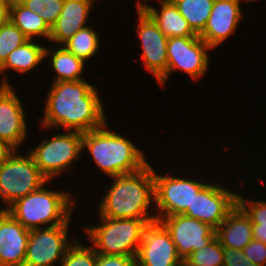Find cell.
Wrapping results in <instances>:
<instances>
[{
    "label": "cell",
    "instance_id": "6da1fadb",
    "mask_svg": "<svg viewBox=\"0 0 266 266\" xmlns=\"http://www.w3.org/2000/svg\"><path fill=\"white\" fill-rule=\"evenodd\" d=\"M98 90L86 80L58 81L48 91L42 127L85 133L106 123Z\"/></svg>",
    "mask_w": 266,
    "mask_h": 266
},
{
    "label": "cell",
    "instance_id": "7a4b0ae2",
    "mask_svg": "<svg viewBox=\"0 0 266 266\" xmlns=\"http://www.w3.org/2000/svg\"><path fill=\"white\" fill-rule=\"evenodd\" d=\"M112 179H115L113 184L99 203L100 216L110 219H157L156 214H149L150 205L155 202L154 169L150 164L138 172Z\"/></svg>",
    "mask_w": 266,
    "mask_h": 266
},
{
    "label": "cell",
    "instance_id": "3957f363",
    "mask_svg": "<svg viewBox=\"0 0 266 266\" xmlns=\"http://www.w3.org/2000/svg\"><path fill=\"white\" fill-rule=\"evenodd\" d=\"M107 127L106 122L100 128L82 133V150L88 149L102 172L115 177L138 172L149 164L134 143Z\"/></svg>",
    "mask_w": 266,
    "mask_h": 266
},
{
    "label": "cell",
    "instance_id": "277c9868",
    "mask_svg": "<svg viewBox=\"0 0 266 266\" xmlns=\"http://www.w3.org/2000/svg\"><path fill=\"white\" fill-rule=\"evenodd\" d=\"M47 182L25 197L17 199L6 210L25 228L37 229L65 224L72 216L75 198L68 191L45 189Z\"/></svg>",
    "mask_w": 266,
    "mask_h": 266
},
{
    "label": "cell",
    "instance_id": "5b68a950",
    "mask_svg": "<svg viewBox=\"0 0 266 266\" xmlns=\"http://www.w3.org/2000/svg\"><path fill=\"white\" fill-rule=\"evenodd\" d=\"M96 226H86L85 233L97 254L136 257L143 230L157 219H110L100 216Z\"/></svg>",
    "mask_w": 266,
    "mask_h": 266
},
{
    "label": "cell",
    "instance_id": "8992f818",
    "mask_svg": "<svg viewBox=\"0 0 266 266\" xmlns=\"http://www.w3.org/2000/svg\"><path fill=\"white\" fill-rule=\"evenodd\" d=\"M17 152L0 166V199L7 205L4 210L48 182L30 153L22 156Z\"/></svg>",
    "mask_w": 266,
    "mask_h": 266
},
{
    "label": "cell",
    "instance_id": "52a82bcc",
    "mask_svg": "<svg viewBox=\"0 0 266 266\" xmlns=\"http://www.w3.org/2000/svg\"><path fill=\"white\" fill-rule=\"evenodd\" d=\"M82 150V133L68 131L45 138L29 153L40 169L42 175L50 180L67 171L78 160Z\"/></svg>",
    "mask_w": 266,
    "mask_h": 266
},
{
    "label": "cell",
    "instance_id": "ba28073f",
    "mask_svg": "<svg viewBox=\"0 0 266 266\" xmlns=\"http://www.w3.org/2000/svg\"><path fill=\"white\" fill-rule=\"evenodd\" d=\"M207 183L170 175H158L154 170V196L157 215L167 217L184 214L194 196Z\"/></svg>",
    "mask_w": 266,
    "mask_h": 266
},
{
    "label": "cell",
    "instance_id": "9c48e42d",
    "mask_svg": "<svg viewBox=\"0 0 266 266\" xmlns=\"http://www.w3.org/2000/svg\"><path fill=\"white\" fill-rule=\"evenodd\" d=\"M212 49L199 36L170 37L167 42V73L158 81L163 86L171 71L180 69L192 79L201 78L209 68L208 50Z\"/></svg>",
    "mask_w": 266,
    "mask_h": 266
},
{
    "label": "cell",
    "instance_id": "30bf717a",
    "mask_svg": "<svg viewBox=\"0 0 266 266\" xmlns=\"http://www.w3.org/2000/svg\"><path fill=\"white\" fill-rule=\"evenodd\" d=\"M70 221L62 225L31 229L23 266H53L59 259L62 261L73 244L67 239Z\"/></svg>",
    "mask_w": 266,
    "mask_h": 266
},
{
    "label": "cell",
    "instance_id": "8fae6325",
    "mask_svg": "<svg viewBox=\"0 0 266 266\" xmlns=\"http://www.w3.org/2000/svg\"><path fill=\"white\" fill-rule=\"evenodd\" d=\"M207 183L195 196L184 215L216 229L237 204V193L219 184Z\"/></svg>",
    "mask_w": 266,
    "mask_h": 266
},
{
    "label": "cell",
    "instance_id": "7c38bea8",
    "mask_svg": "<svg viewBox=\"0 0 266 266\" xmlns=\"http://www.w3.org/2000/svg\"><path fill=\"white\" fill-rule=\"evenodd\" d=\"M157 220L169 231L177 254L182 260L216 237V230L209 224L184 214L157 217Z\"/></svg>",
    "mask_w": 266,
    "mask_h": 266
},
{
    "label": "cell",
    "instance_id": "4fadbf2b",
    "mask_svg": "<svg viewBox=\"0 0 266 266\" xmlns=\"http://www.w3.org/2000/svg\"><path fill=\"white\" fill-rule=\"evenodd\" d=\"M135 259L136 266H180L182 262L169 231L158 220L143 230Z\"/></svg>",
    "mask_w": 266,
    "mask_h": 266
},
{
    "label": "cell",
    "instance_id": "5bb4252c",
    "mask_svg": "<svg viewBox=\"0 0 266 266\" xmlns=\"http://www.w3.org/2000/svg\"><path fill=\"white\" fill-rule=\"evenodd\" d=\"M137 35L141 41L142 64L159 81L168 67V38L145 11H137Z\"/></svg>",
    "mask_w": 266,
    "mask_h": 266
},
{
    "label": "cell",
    "instance_id": "9a60e30c",
    "mask_svg": "<svg viewBox=\"0 0 266 266\" xmlns=\"http://www.w3.org/2000/svg\"><path fill=\"white\" fill-rule=\"evenodd\" d=\"M243 0H215L210 17L199 37L212 49L217 48L228 37L236 32L242 11L240 3Z\"/></svg>",
    "mask_w": 266,
    "mask_h": 266
},
{
    "label": "cell",
    "instance_id": "2e32d148",
    "mask_svg": "<svg viewBox=\"0 0 266 266\" xmlns=\"http://www.w3.org/2000/svg\"><path fill=\"white\" fill-rule=\"evenodd\" d=\"M21 100L13 90V85H0V139L16 149L25 142L27 124Z\"/></svg>",
    "mask_w": 266,
    "mask_h": 266
},
{
    "label": "cell",
    "instance_id": "e0dca14e",
    "mask_svg": "<svg viewBox=\"0 0 266 266\" xmlns=\"http://www.w3.org/2000/svg\"><path fill=\"white\" fill-rule=\"evenodd\" d=\"M30 230L0 209V266H23Z\"/></svg>",
    "mask_w": 266,
    "mask_h": 266
},
{
    "label": "cell",
    "instance_id": "ac0fdd59",
    "mask_svg": "<svg viewBox=\"0 0 266 266\" xmlns=\"http://www.w3.org/2000/svg\"><path fill=\"white\" fill-rule=\"evenodd\" d=\"M93 0H65L62 11L51 28L49 41L63 44L80 29L86 27Z\"/></svg>",
    "mask_w": 266,
    "mask_h": 266
},
{
    "label": "cell",
    "instance_id": "d6986e66",
    "mask_svg": "<svg viewBox=\"0 0 266 266\" xmlns=\"http://www.w3.org/2000/svg\"><path fill=\"white\" fill-rule=\"evenodd\" d=\"M136 1V10L145 11L167 38L199 36L192 31L172 0L160 2L161 7L158 10L147 3H141L140 0Z\"/></svg>",
    "mask_w": 266,
    "mask_h": 266
},
{
    "label": "cell",
    "instance_id": "ffe728a7",
    "mask_svg": "<svg viewBox=\"0 0 266 266\" xmlns=\"http://www.w3.org/2000/svg\"><path fill=\"white\" fill-rule=\"evenodd\" d=\"M215 230L223 248L243 250L253 239L251 220L238 204Z\"/></svg>",
    "mask_w": 266,
    "mask_h": 266
},
{
    "label": "cell",
    "instance_id": "44dd1931",
    "mask_svg": "<svg viewBox=\"0 0 266 266\" xmlns=\"http://www.w3.org/2000/svg\"><path fill=\"white\" fill-rule=\"evenodd\" d=\"M45 49L46 46L40 45L39 43L28 40L21 46L15 48L7 57L5 63L0 67V73H2L3 81L0 85L11 86L8 83L5 70L11 69L18 72L19 74H25L31 71L33 68L38 66L45 60ZM44 59V60H43Z\"/></svg>",
    "mask_w": 266,
    "mask_h": 266
},
{
    "label": "cell",
    "instance_id": "7402d4cb",
    "mask_svg": "<svg viewBox=\"0 0 266 266\" xmlns=\"http://www.w3.org/2000/svg\"><path fill=\"white\" fill-rule=\"evenodd\" d=\"M8 19L29 40H34L38 37L48 40L50 38L51 29L44 22L43 18L34 11L27 9L18 0L10 1Z\"/></svg>",
    "mask_w": 266,
    "mask_h": 266
},
{
    "label": "cell",
    "instance_id": "603a6c76",
    "mask_svg": "<svg viewBox=\"0 0 266 266\" xmlns=\"http://www.w3.org/2000/svg\"><path fill=\"white\" fill-rule=\"evenodd\" d=\"M51 56V64L56 79L53 83L58 81H79L84 80L82 73L85 68V61L76 57L71 52H68L62 45L55 51L47 48L45 49V58Z\"/></svg>",
    "mask_w": 266,
    "mask_h": 266
},
{
    "label": "cell",
    "instance_id": "cb8c5ba5",
    "mask_svg": "<svg viewBox=\"0 0 266 266\" xmlns=\"http://www.w3.org/2000/svg\"><path fill=\"white\" fill-rule=\"evenodd\" d=\"M196 35H200L210 17L215 0H172Z\"/></svg>",
    "mask_w": 266,
    "mask_h": 266
},
{
    "label": "cell",
    "instance_id": "d4e9b609",
    "mask_svg": "<svg viewBox=\"0 0 266 266\" xmlns=\"http://www.w3.org/2000/svg\"><path fill=\"white\" fill-rule=\"evenodd\" d=\"M99 43L98 32L96 33L91 27L86 26L64 42L62 46L76 57L87 61L92 56H95Z\"/></svg>",
    "mask_w": 266,
    "mask_h": 266
},
{
    "label": "cell",
    "instance_id": "484cf974",
    "mask_svg": "<svg viewBox=\"0 0 266 266\" xmlns=\"http://www.w3.org/2000/svg\"><path fill=\"white\" fill-rule=\"evenodd\" d=\"M237 204L249 216L252 223L253 239L266 244V201H249L242 195H237Z\"/></svg>",
    "mask_w": 266,
    "mask_h": 266
},
{
    "label": "cell",
    "instance_id": "4316f807",
    "mask_svg": "<svg viewBox=\"0 0 266 266\" xmlns=\"http://www.w3.org/2000/svg\"><path fill=\"white\" fill-rule=\"evenodd\" d=\"M185 261L191 266H223V247L215 237L206 246L193 251Z\"/></svg>",
    "mask_w": 266,
    "mask_h": 266
},
{
    "label": "cell",
    "instance_id": "83f0119b",
    "mask_svg": "<svg viewBox=\"0 0 266 266\" xmlns=\"http://www.w3.org/2000/svg\"><path fill=\"white\" fill-rule=\"evenodd\" d=\"M29 39L9 19L0 23V67L8 55Z\"/></svg>",
    "mask_w": 266,
    "mask_h": 266
},
{
    "label": "cell",
    "instance_id": "f1b7e54d",
    "mask_svg": "<svg viewBox=\"0 0 266 266\" xmlns=\"http://www.w3.org/2000/svg\"><path fill=\"white\" fill-rule=\"evenodd\" d=\"M59 262L61 266H96L97 253L92 246H83L76 241Z\"/></svg>",
    "mask_w": 266,
    "mask_h": 266
},
{
    "label": "cell",
    "instance_id": "f546056e",
    "mask_svg": "<svg viewBox=\"0 0 266 266\" xmlns=\"http://www.w3.org/2000/svg\"><path fill=\"white\" fill-rule=\"evenodd\" d=\"M249 262L257 266H266V244L252 239L242 250Z\"/></svg>",
    "mask_w": 266,
    "mask_h": 266
},
{
    "label": "cell",
    "instance_id": "4dcf8cb0",
    "mask_svg": "<svg viewBox=\"0 0 266 266\" xmlns=\"http://www.w3.org/2000/svg\"><path fill=\"white\" fill-rule=\"evenodd\" d=\"M65 0H45V9L39 15L43 18L44 22L51 29L56 23Z\"/></svg>",
    "mask_w": 266,
    "mask_h": 266
},
{
    "label": "cell",
    "instance_id": "1f68e13d",
    "mask_svg": "<svg viewBox=\"0 0 266 266\" xmlns=\"http://www.w3.org/2000/svg\"><path fill=\"white\" fill-rule=\"evenodd\" d=\"M136 257L97 254L96 266H136Z\"/></svg>",
    "mask_w": 266,
    "mask_h": 266
},
{
    "label": "cell",
    "instance_id": "d6a6232c",
    "mask_svg": "<svg viewBox=\"0 0 266 266\" xmlns=\"http://www.w3.org/2000/svg\"><path fill=\"white\" fill-rule=\"evenodd\" d=\"M224 265L223 266H257L249 262L242 250L233 248H223Z\"/></svg>",
    "mask_w": 266,
    "mask_h": 266
},
{
    "label": "cell",
    "instance_id": "836d02e7",
    "mask_svg": "<svg viewBox=\"0 0 266 266\" xmlns=\"http://www.w3.org/2000/svg\"><path fill=\"white\" fill-rule=\"evenodd\" d=\"M17 149L7 141L0 139V166L6 162Z\"/></svg>",
    "mask_w": 266,
    "mask_h": 266
},
{
    "label": "cell",
    "instance_id": "e575fe53",
    "mask_svg": "<svg viewBox=\"0 0 266 266\" xmlns=\"http://www.w3.org/2000/svg\"><path fill=\"white\" fill-rule=\"evenodd\" d=\"M27 9L39 14L45 9V0H18Z\"/></svg>",
    "mask_w": 266,
    "mask_h": 266
},
{
    "label": "cell",
    "instance_id": "d590c367",
    "mask_svg": "<svg viewBox=\"0 0 266 266\" xmlns=\"http://www.w3.org/2000/svg\"><path fill=\"white\" fill-rule=\"evenodd\" d=\"M10 1L11 0H0V23L8 20Z\"/></svg>",
    "mask_w": 266,
    "mask_h": 266
},
{
    "label": "cell",
    "instance_id": "8d00e7d4",
    "mask_svg": "<svg viewBox=\"0 0 266 266\" xmlns=\"http://www.w3.org/2000/svg\"><path fill=\"white\" fill-rule=\"evenodd\" d=\"M180 266H191L190 264H188L185 260H182L181 265Z\"/></svg>",
    "mask_w": 266,
    "mask_h": 266
},
{
    "label": "cell",
    "instance_id": "74e56055",
    "mask_svg": "<svg viewBox=\"0 0 266 266\" xmlns=\"http://www.w3.org/2000/svg\"><path fill=\"white\" fill-rule=\"evenodd\" d=\"M243 1H244V2H247V1L250 2V1H257V0H243ZM258 1H259V0H258Z\"/></svg>",
    "mask_w": 266,
    "mask_h": 266
},
{
    "label": "cell",
    "instance_id": "f35d334b",
    "mask_svg": "<svg viewBox=\"0 0 266 266\" xmlns=\"http://www.w3.org/2000/svg\"><path fill=\"white\" fill-rule=\"evenodd\" d=\"M163 1H169V0H159L158 2L160 3V2H163Z\"/></svg>",
    "mask_w": 266,
    "mask_h": 266
}]
</instances>
